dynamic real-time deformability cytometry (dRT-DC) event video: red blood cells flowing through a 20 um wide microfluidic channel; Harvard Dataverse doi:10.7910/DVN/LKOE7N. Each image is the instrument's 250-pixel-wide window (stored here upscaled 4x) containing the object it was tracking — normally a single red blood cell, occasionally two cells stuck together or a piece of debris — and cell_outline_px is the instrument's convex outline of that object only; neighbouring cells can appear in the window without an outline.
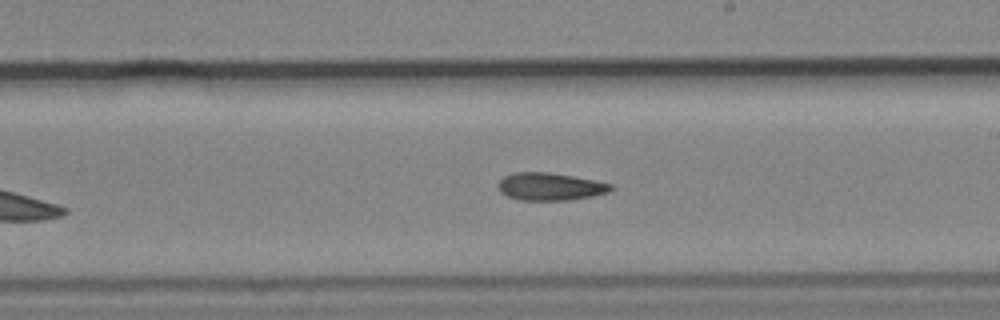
{"species": "common noctule bat (a hibernating species)", "species_latin": "Nyctalus noctula", "temperature_condition": "cold", "stored_images_in_passage": 10, "camera_frame_rate_fps": 3000, "um_per_image_px": 0.085, "animal": {"sex": "male", "body_mass_g": 19.2, "forearm_length_mm": 51.8}, "frame": {"image": 1, "passage_image": 9, "time_ms": 9.667, "image_size_px": [1000, 320], "cell_outline_px": [[612, 188], [608, 192], [592, 196], [568, 200], [520, 200], [508, 196], [500, 192], [500, 180], [504, 176], [516, 172], [548, 172], [572, 176], [612, 184]], "centroid_in_image_um": [46.75, 15.86], "position_along_channel_um": 242.2, "area_um2": 17.8}}